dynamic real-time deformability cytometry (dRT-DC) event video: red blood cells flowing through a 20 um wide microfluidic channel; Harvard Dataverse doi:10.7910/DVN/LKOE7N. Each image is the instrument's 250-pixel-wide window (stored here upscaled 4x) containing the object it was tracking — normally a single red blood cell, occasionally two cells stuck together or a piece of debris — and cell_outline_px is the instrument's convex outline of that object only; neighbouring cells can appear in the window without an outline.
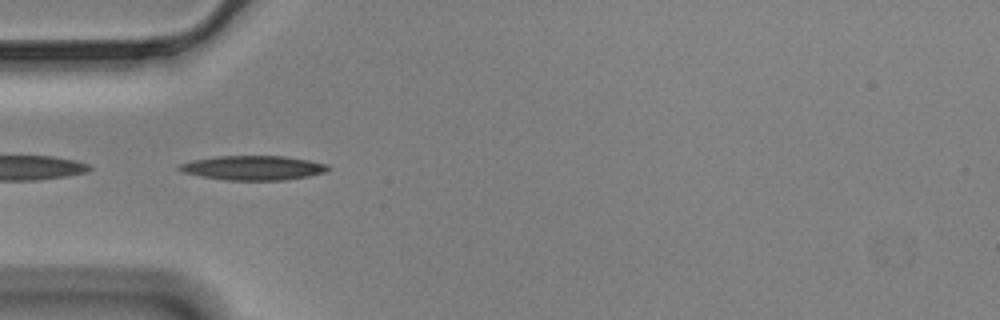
{"species": "Egyptian fruit bat (a non-hibernating species)", "species_latin": "Rousettus aegyptiacus", "temperature_condition": "cold", "stored_images_in_passage": 14, "camera_frame_rate_fps": 3000, "um_per_image_px": 0.085, "animal": {"sex": "male"}, "frame": {"image": 1, "passage_image": 1, "time_ms": 0.0, "image_size_px": [1000, 320], "cell_outline_px": [[332, 168], [328, 172], [308, 176], [284, 180], [228, 180], [200, 176], [184, 172], [176, 168], [176, 164], [192, 160], [216, 156], [284, 156], [308, 160], [328, 164]], "centroid_in_image_um": [21.53, 14.26], "position_along_channel_um": 63.5, "area_um2": 21.33}}
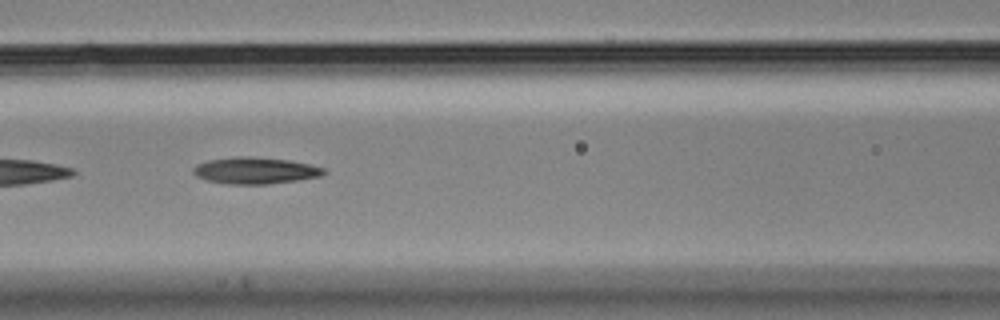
{"frame": {"image": 2, "passage_image": 8, "time_ms": 2.333, "image_size_px": [1000, 320], "cell_outline_px": [[328, 172], [320, 176], [296, 180], [268, 184], [228, 184], [208, 180], [196, 176], [192, 172], [192, 168], [196, 164], [208, 160], [236, 156], [244, 156], [288, 160], [308, 164], [324, 168]], "centroid_in_image_um": [21.66, 14.49], "position_along_channel_um": 144.9, "area_um2": 20.11}}
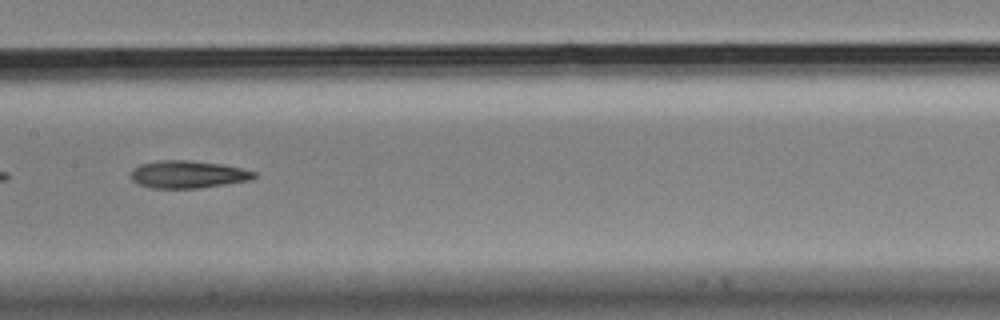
{"frame": {"image": 3, "passage_image": 12, "time_ms": 3.667, "image_size_px": [1000, 320], "cell_outline_px": [[256, 176], [252, 180], [200, 188], [152, 188], [136, 184], [132, 180], [132, 168], [140, 164], [160, 160], [188, 160], [224, 164], [256, 172]], "centroid_in_image_um": [15.97, 14.82], "position_along_channel_um": 191.4, "area_um2": 19.88}}